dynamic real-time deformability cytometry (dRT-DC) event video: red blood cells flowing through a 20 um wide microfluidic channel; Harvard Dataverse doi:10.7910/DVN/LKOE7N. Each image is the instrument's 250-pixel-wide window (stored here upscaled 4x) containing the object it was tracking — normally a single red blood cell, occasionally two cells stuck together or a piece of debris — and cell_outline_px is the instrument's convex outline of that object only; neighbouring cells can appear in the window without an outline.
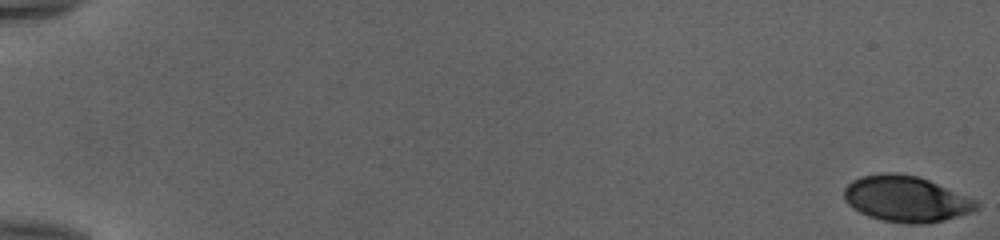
{"species": "human", "species_latin": "Homo sapiens", "temperature_condition": "cold", "stored_images_in_passage": 54, "camera_frame_rate_fps": 3000, "um_per_image_px": 0.085, "donor": {"sex": "female"}, "frame": {"image": 1, "passage_image": 1, "time_ms": 0.0, "image_size_px": [1000, 240], "cell_outline_px": [[980, 204], [972, 212], [960, 216], [944, 220], [920, 224], [912, 224], [880, 220], [868, 216], [860, 212], [848, 204], [844, 200], [844, 188], [852, 180], [860, 176], [880, 172], [896, 172], [916, 176], [928, 180], [976, 200]], "centroid_in_image_um": [76.98, 16.9], "position_along_channel_um": 8.0, "area_um2": 35.43}}
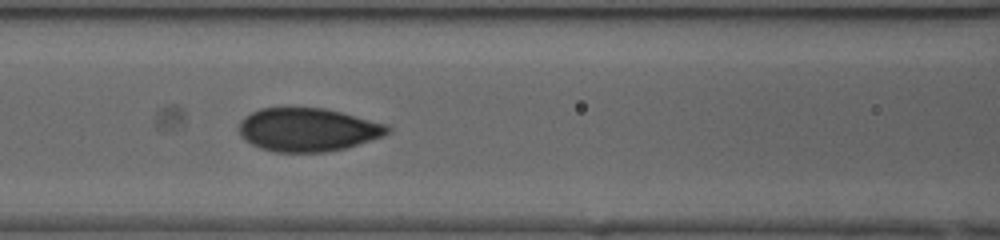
{"frame": {"image": 2, "passage_image": 26, "time_ms": 8.333, "image_size_px": [1000, 240], "cell_outline_px": [[392, 132], [384, 136], [344, 148], [324, 152], [276, 152], [260, 148], [252, 144], [240, 136], [240, 120], [244, 116], [260, 108], [324, 108], [388, 124], [392, 128]], "centroid_in_image_um": [26.18, 11.02], "position_along_channel_um": 140.4, "area_um2": 37.51}}
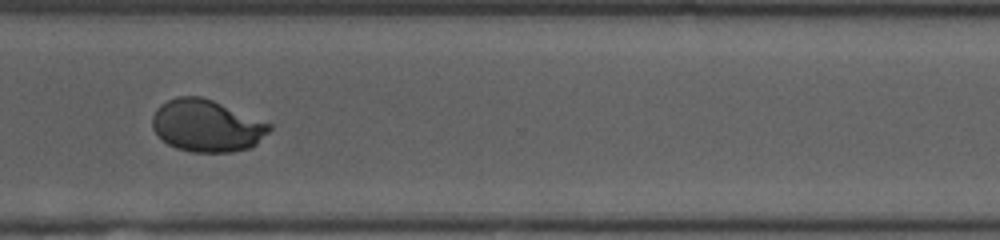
{"frame": {"image": 3, "passage_image": 42, "time_ms": 13.667, "image_size_px": [1000, 240], "cell_outline_px": [[272, 128], [252, 148], [232, 152], [192, 152], [176, 148], [168, 144], [152, 128], [152, 116], [156, 108], [160, 104], [176, 96], [200, 96], [212, 100], [272, 124]], "centroid_in_image_um": [17.56, 10.69], "position_along_channel_um": 353.0, "area_um2": 35.49}, "authors_computed_cell_mechanics": {"area_um2": 36.3273, "velocity_mm_per_s": 3.9947, "shape_relaxation_time_tau1_ms": 9.9018, "shape_relaxation_time_tau2_ms": null, "deformation_change_tau1": 0.2671, "deformation_change_tau2": null}}